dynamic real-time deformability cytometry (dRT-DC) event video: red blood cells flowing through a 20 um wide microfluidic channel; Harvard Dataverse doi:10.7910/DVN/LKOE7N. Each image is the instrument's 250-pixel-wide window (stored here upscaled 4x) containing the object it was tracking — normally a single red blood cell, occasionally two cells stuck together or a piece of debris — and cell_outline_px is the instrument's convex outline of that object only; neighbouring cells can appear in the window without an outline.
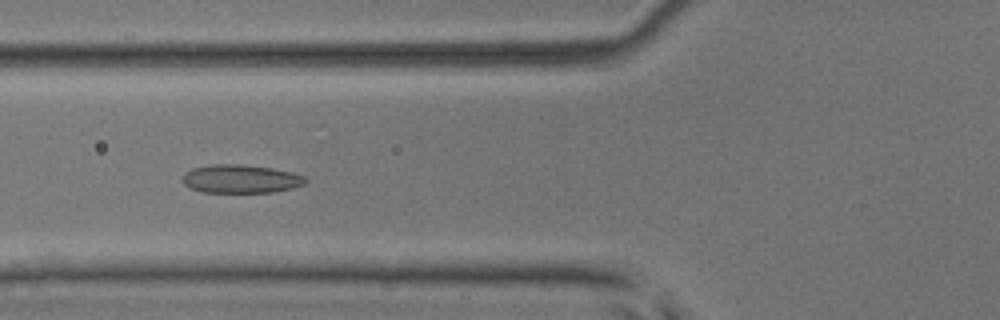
{"species": "common noctule bat (a hibernating species)", "species_latin": "Nyctalus noctula", "temperature_condition": "room temperature", "stored_images_in_passage": 36, "camera_frame_rate_fps": 3000, "um_per_image_px": 0.085, "animal": {"sex": "male", "body_mass_g": 17.9, "forearm_length_mm": 54.2}, "frame": {"image": 1, "passage_image": 7, "time_ms": 2.0, "image_size_px": [1000, 320], "cell_outline_px": [[308, 180], [304, 184], [292, 188], [272, 192], [204, 192], [192, 188], [184, 184], [180, 180], [184, 172], [192, 168], [212, 164], [240, 164], [272, 168], [292, 172], [304, 176]], "centroid_in_image_um": [20.44, 15.19], "position_along_channel_um": 105.4, "area_um2": 20.4}}
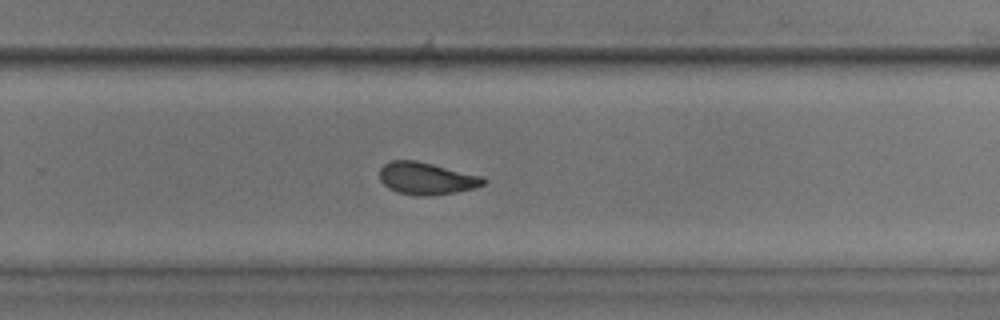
{"frame": {"image": 2, "passage_image": 21, "time_ms": 6.667, "image_size_px": [1000, 320], "cell_outline_px": [[488, 180], [484, 184], [476, 188], [456, 192], [424, 196], [416, 196], [396, 192], [388, 188], [380, 180], [380, 168], [384, 164], [392, 160], [416, 160], [480, 176]], "centroid_in_image_um": [36.23, 15.17], "position_along_channel_um": 293.6, "area_um2": 19.42}}
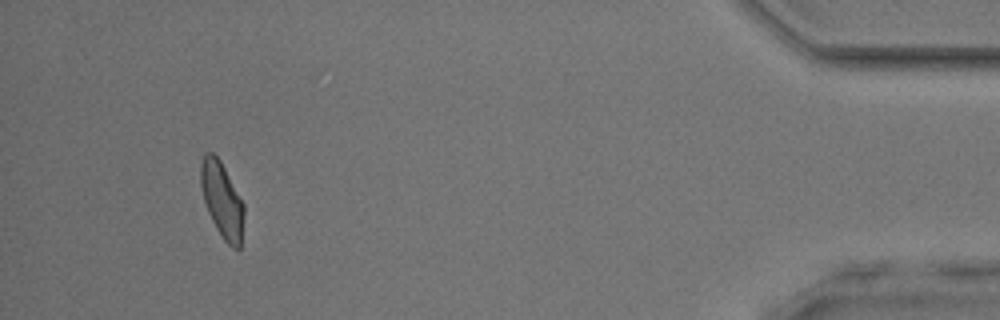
{"frame": {"image": 3, "passage_image": 35, "time_ms": 11.333, "image_size_px": [1000, 320], "cell_outline_px": [[244, 216], [240, 248], [232, 248], [224, 240], [216, 228], [208, 212], [204, 200], [200, 184], [200, 164], [204, 152], [212, 152], [220, 160], [244, 204]], "centroid_in_image_um": [18.86, 16.98], "position_along_channel_um": 416.3, "area_um2": 18.96}}